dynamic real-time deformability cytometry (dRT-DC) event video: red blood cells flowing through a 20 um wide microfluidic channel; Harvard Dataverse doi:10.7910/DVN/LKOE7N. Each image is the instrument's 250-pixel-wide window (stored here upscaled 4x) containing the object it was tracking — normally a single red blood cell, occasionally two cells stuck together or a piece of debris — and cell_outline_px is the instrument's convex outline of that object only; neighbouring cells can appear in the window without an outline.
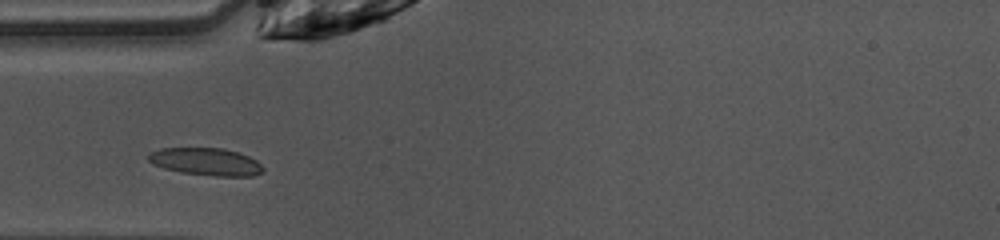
{"species": "common noctule bat (a hibernating species)", "species_latin": "Nyctalus noctula", "temperature_condition": "warm", "stored_images_in_passage": 27, "camera_frame_rate_fps": 3000, "um_per_image_px": 0.085, "animal": {"sex": "female", "body_mass_g": 10.0, "forearm_length_mm": 53.1}, "frame": {"image": 1, "passage_image": 1, "time_ms": 0.0, "image_size_px": [1000, 240], "cell_outline_px": [[264, 172], [252, 176], [216, 176], [180, 172], [164, 168], [152, 164], [148, 160], [148, 152], [160, 148], [224, 148], [248, 156], [256, 160], [264, 168]], "centroid_in_image_um": [17.49, 13.74], "position_along_channel_um": 67.5, "area_um2": 18.44}}
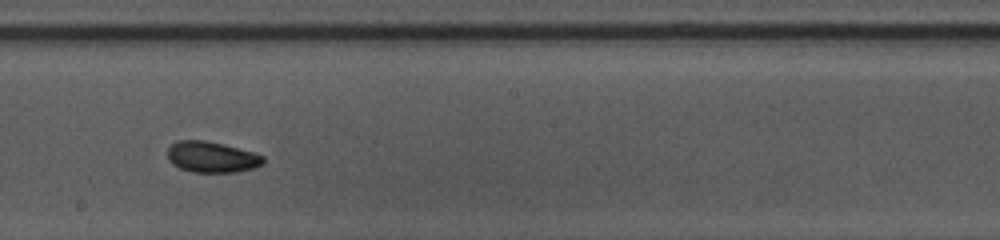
{"frame": {"image": 2, "passage_image": 13, "time_ms": 4.0, "image_size_px": [1000, 240], "cell_outline_px": [[264, 164], [256, 168], [236, 172], [192, 172], [180, 168], [172, 164], [168, 160], [168, 148], [172, 144], [180, 140], [208, 140], [224, 144], [252, 152], [264, 156]], "centroid_in_image_um": [18.01, 13.35], "position_along_channel_um": 230.2, "area_um2": 17.4}}
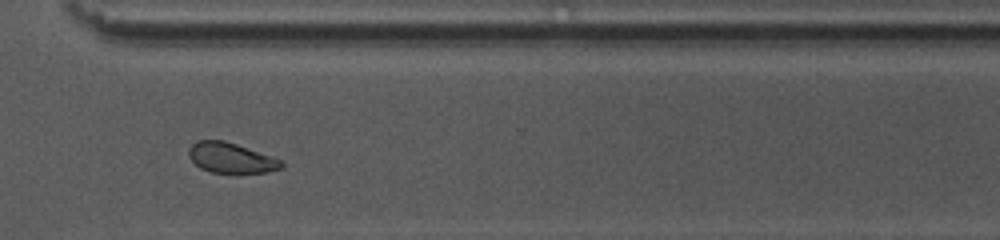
{"frame": {"image": 3, "passage_image": 22, "time_ms": 7.0, "image_size_px": [1000, 240], "cell_outline_px": [[284, 168], [268, 172], [236, 176], [232, 176], [212, 172], [200, 168], [188, 156], [188, 148], [196, 140], [224, 140], [284, 160]], "centroid_in_image_um": [19.68, 13.48], "position_along_channel_um": 350.9, "area_um2": 17.22}}